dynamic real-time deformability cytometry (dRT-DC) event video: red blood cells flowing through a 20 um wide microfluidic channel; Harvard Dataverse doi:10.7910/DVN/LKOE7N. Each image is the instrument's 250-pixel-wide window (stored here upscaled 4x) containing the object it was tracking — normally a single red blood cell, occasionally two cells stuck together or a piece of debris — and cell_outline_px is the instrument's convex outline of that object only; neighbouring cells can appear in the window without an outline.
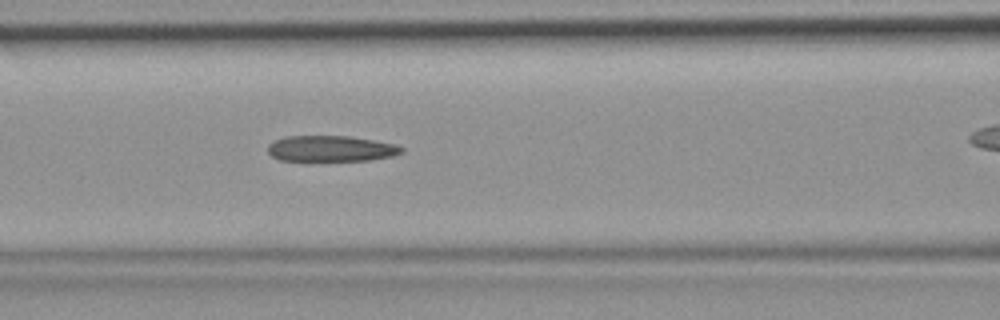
{"species": "common noctule bat (a hibernating species)", "species_latin": "Nyctalus noctula", "temperature_condition": "room temperature", "stored_images_in_passage": 33, "camera_frame_rate_fps": 3000, "um_per_image_px": 0.085, "animal": {"sex": "female", "body_mass_g": 19.9}, "frame": {"image": 1, "passage_image": 15, "time_ms": 4.667, "image_size_px": [1000, 320], "cell_outline_px": [[404, 152], [392, 156], [368, 160], [280, 160], [272, 156], [268, 152], [268, 144], [284, 136], [348, 136], [396, 144], [404, 148]], "centroid_in_image_um": [28.14, 12.62], "position_along_channel_um": 138.5, "area_um2": 20.0}}